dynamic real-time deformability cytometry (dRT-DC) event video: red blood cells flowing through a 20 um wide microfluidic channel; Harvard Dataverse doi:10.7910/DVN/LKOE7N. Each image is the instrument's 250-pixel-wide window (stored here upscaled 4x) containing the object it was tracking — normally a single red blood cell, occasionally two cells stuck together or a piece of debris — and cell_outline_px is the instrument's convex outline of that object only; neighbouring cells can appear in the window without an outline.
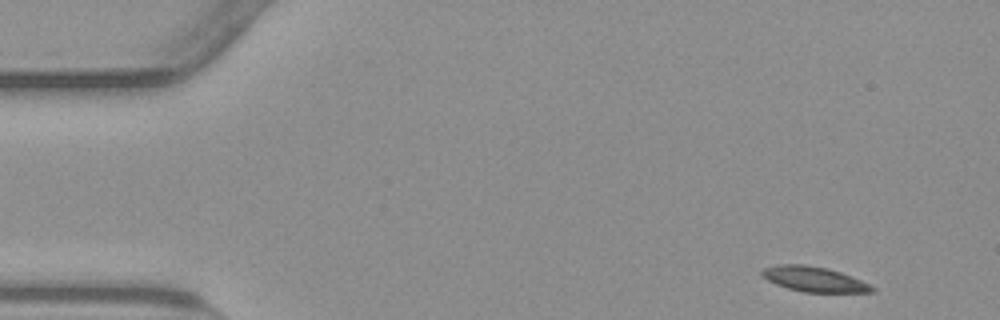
{"species": "common noctule bat (a hibernating species)", "species_latin": "Nyctalus noctula", "temperature_condition": "warm", "stored_images_in_passage": 51, "camera_frame_rate_fps": 3000, "um_per_image_px": 0.085, "animal": {"sex": "male", "body_mass_g": 23.1, "forearm_length_mm": 52.7}, "frame": {"image": 1, "passage_image": 1, "time_ms": 0.0, "image_size_px": [1000, 320], "cell_outline_px": [[876, 292], [804, 292], [788, 288], [776, 284], [768, 280], [760, 272], [764, 268], [780, 264], [804, 264], [828, 268], [852, 276], [876, 288]], "centroid_in_image_um": [69.22, 23.73], "position_along_channel_um": 15.8, "area_um2": 15.95}}
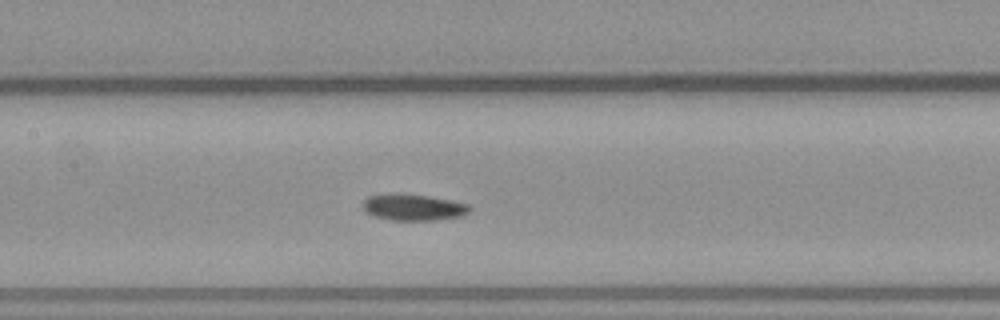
{"frame": {"image": 2, "passage_image": 22, "time_ms": 7.0, "image_size_px": [1000, 320], "cell_outline_px": [[472, 208], [468, 212], [460, 216], [436, 220], [392, 220], [376, 216], [368, 212], [360, 204], [368, 196], [388, 192], [404, 192], [428, 196], [468, 204]], "centroid_in_image_um": [35.08, 17.59], "position_along_channel_um": 172.3, "area_um2": 16.59}}
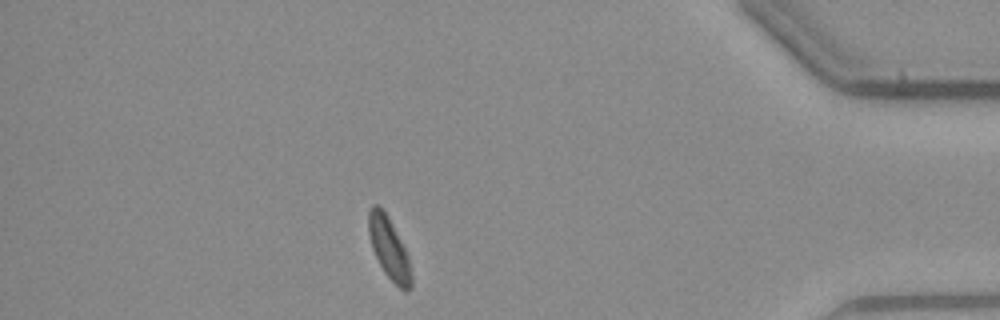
{"frame": {"image": 3, "passage_image": 44, "time_ms": 14.333, "image_size_px": [1000, 320], "cell_outline_px": [[412, 288], [408, 292], [404, 292], [384, 272], [372, 248], [368, 232], [368, 212], [372, 204], [376, 204], [388, 216], [408, 256], [412, 272]], "centroid_in_image_um": [33.08, 21.14], "position_along_channel_um": 402.1, "area_um2": 15.2}}